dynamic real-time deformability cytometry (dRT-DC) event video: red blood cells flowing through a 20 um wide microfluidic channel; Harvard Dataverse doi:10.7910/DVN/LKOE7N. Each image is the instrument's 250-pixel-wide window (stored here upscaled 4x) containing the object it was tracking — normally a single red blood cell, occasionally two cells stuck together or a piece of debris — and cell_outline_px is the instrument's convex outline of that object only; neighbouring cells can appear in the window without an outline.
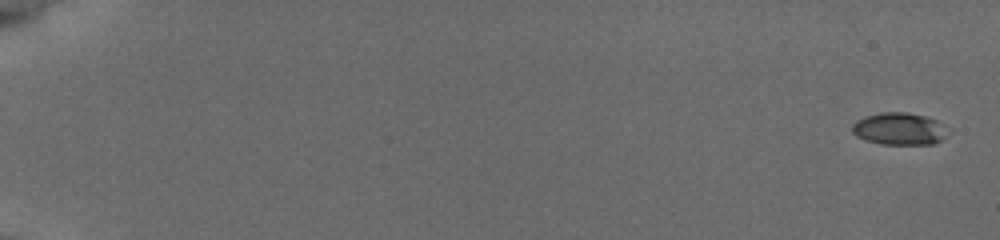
{"species": "common noctule bat (a hibernating species)", "species_latin": "Nyctalus noctula", "temperature_condition": "cold", "stored_images_in_passage": 76, "camera_frame_rate_fps": 3000, "um_per_image_px": 0.085, "animal": {"sex": "female", "body_mass_g": 19.5, "forearm_length_mm": 54.1}, "frame": {"image": 1, "passage_image": 1, "time_ms": 0.0, "image_size_px": [1000, 240], "cell_outline_px": [[940, 140], [936, 144], [884, 144], [868, 140], [856, 136], [852, 132], [852, 124], [856, 120], [864, 116], [880, 112], [908, 112], [924, 116], [936, 120], [940, 136]], "centroid_in_image_um": [76.26, 10.93], "position_along_channel_um": 8.7, "area_um2": 17.17}}
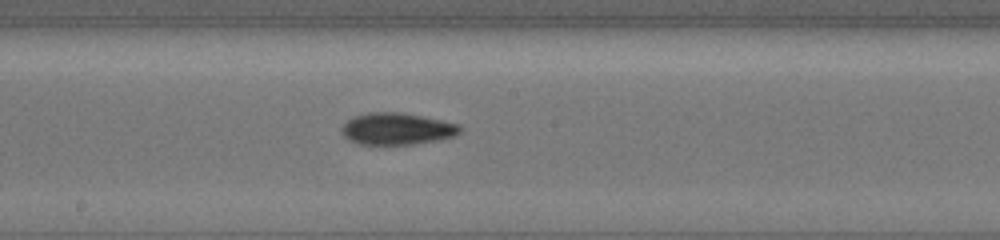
{"frame": {"image": 2, "passage_image": 45, "time_ms": 10.667, "image_size_px": [1000, 240], "cell_outline_px": [[460, 132], [456, 136], [440, 140], [416, 144], [356, 144], [348, 140], [340, 132], [340, 128], [348, 120], [356, 116], [372, 112], [396, 112], [420, 116], [460, 124]], "centroid_in_image_um": [33.73, 10.97], "position_along_channel_um": 214.5, "area_um2": 21.91}}
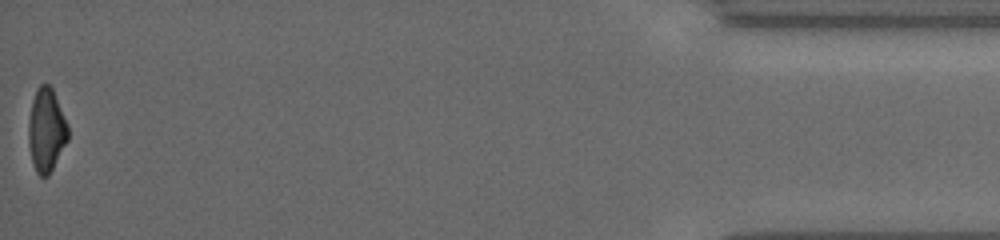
{"frame": {"image": 3, "passage_image": 75, "time_ms": 18.333, "image_size_px": [1000, 240], "cell_outline_px": [[68, 140], [48, 176], [40, 176], [36, 172], [32, 160], [28, 144], [28, 124], [32, 100], [36, 88], [40, 84], [48, 84], [52, 88], [68, 124]], "centroid_in_image_um": [3.93, 11.04], "position_along_channel_um": 431.3, "area_um2": 19.19}, "authors_computed_cell_mechanics": {"area_um2": 19.3052, "velocity_mm_per_s": 3.8431, "shape_relaxation_time_tau1_ms": 7.6603, "shape_relaxation_time_tau2_ms": 6.7554, "deformation_change_tau1": 0.2201, "deformation_change_tau2": 0.1456}}